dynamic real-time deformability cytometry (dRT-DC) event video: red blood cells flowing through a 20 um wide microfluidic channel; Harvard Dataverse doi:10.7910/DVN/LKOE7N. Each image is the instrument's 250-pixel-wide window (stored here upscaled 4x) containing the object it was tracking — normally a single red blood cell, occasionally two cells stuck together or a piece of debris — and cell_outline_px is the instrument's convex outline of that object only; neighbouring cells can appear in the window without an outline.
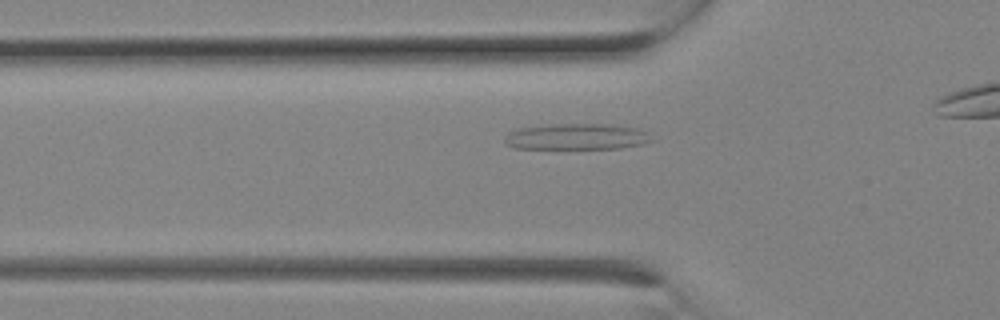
{"species": "Egyptian fruit bat (a non-hibernating species)", "species_latin": "Rousettus aegyptiacus", "temperature_condition": "room temperature", "stored_images_in_passage": 3, "camera_frame_rate_fps": 3000, "um_per_image_px": 0.085, "animal": {"sex": "female"}, "frame": {"image": 1, "passage_image": 3, "time_ms": 0.667, "image_size_px": [1000, 320], "cell_outline_px": [[656, 140], [644, 144], [620, 148], [512, 148], [504, 140], [504, 136], [508, 132], [516, 128], [552, 124], [612, 124], [636, 128], [648, 132]], "centroid_in_image_um": [49.05, 11.61], "position_along_channel_um": 76.8, "area_um2": 22.54}}